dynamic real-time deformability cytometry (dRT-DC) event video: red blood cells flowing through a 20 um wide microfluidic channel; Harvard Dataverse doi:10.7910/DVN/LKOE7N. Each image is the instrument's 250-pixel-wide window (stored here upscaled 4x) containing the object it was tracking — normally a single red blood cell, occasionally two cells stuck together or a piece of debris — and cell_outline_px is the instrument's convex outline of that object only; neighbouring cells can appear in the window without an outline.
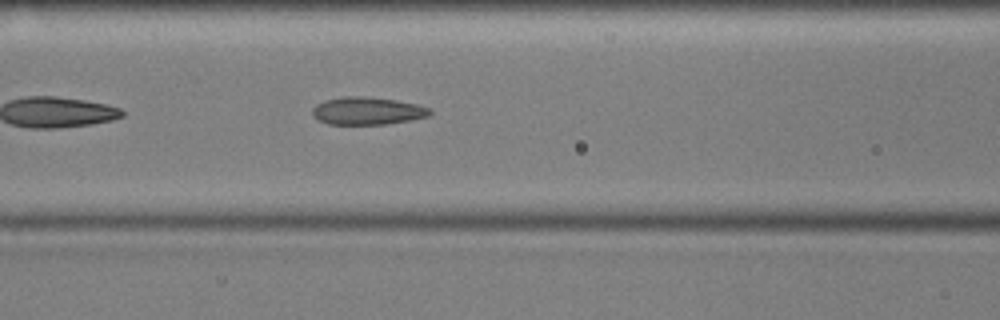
{"species": "common noctule bat (a hibernating species)", "species_latin": "Nyctalus noctula", "temperature_condition": "cold", "stored_images_in_passage": 42, "camera_frame_rate_fps": 3000, "um_per_image_px": 0.085, "animal": {"sex": "male", "body_mass_g": 17.9, "forearm_length_mm": 54.2}, "frame": {"image": 1, "passage_image": 9, "time_ms": 2.667, "image_size_px": [1000, 320], "cell_outline_px": [[432, 112], [428, 116], [388, 124], [328, 124], [312, 116], [312, 108], [316, 104], [324, 100], [344, 96], [364, 96], [396, 100], [416, 104], [432, 108]], "centroid_in_image_um": [31.21, 9.42], "position_along_channel_um": 135.4, "area_um2": 18.96}}
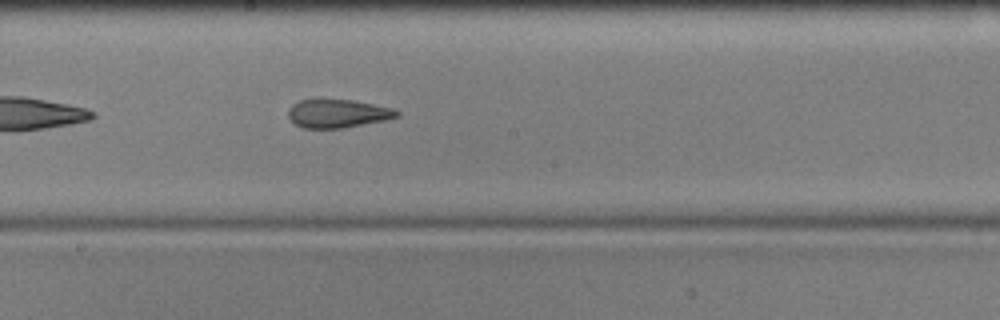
{"frame": {"image": 2, "passage_image": 16, "time_ms": 5.0, "image_size_px": [1000, 320], "cell_outline_px": [[400, 116], [384, 120], [340, 128], [304, 128], [296, 124], [288, 116], [288, 108], [292, 104], [300, 100], [316, 96], [324, 96], [352, 100], [392, 108], [400, 112]], "centroid_in_image_um": [28.64, 9.59], "position_along_channel_um": 219.6, "area_um2": 18.5}}
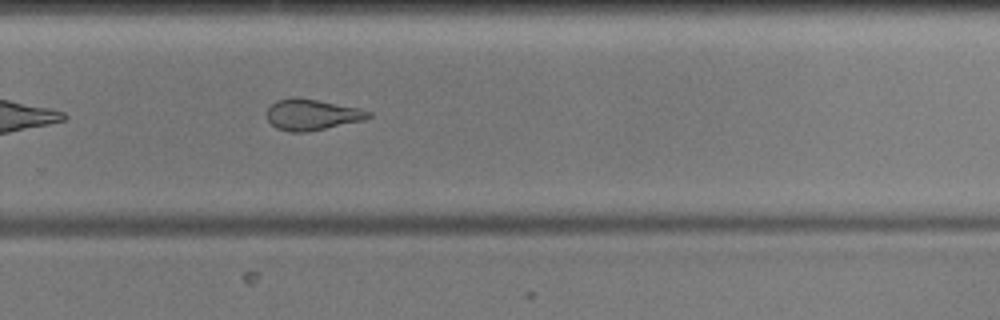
{"frame": {"image": 3, "passage_image": 23, "time_ms": 7.333, "image_size_px": [1000, 320], "cell_outline_px": [[372, 116], [364, 120], [308, 132], [288, 132], [276, 128], [268, 120], [268, 108], [276, 100], [296, 96], [360, 108], [372, 112]], "centroid_in_image_um": [26.53, 9.74], "position_along_channel_um": 303.3, "area_um2": 18.44}, "authors_computed_cell_mechanics": {"area_um2": 19.6809, "velocity_mm_per_s": 3.6088, "shape_relaxation_time_tau1_ms": 10.454, "shape_relaxation_time_tau2_ms": 4.1525, "deformation_change_tau1": 0.1682, "deformation_change_tau2": 0.1168}}